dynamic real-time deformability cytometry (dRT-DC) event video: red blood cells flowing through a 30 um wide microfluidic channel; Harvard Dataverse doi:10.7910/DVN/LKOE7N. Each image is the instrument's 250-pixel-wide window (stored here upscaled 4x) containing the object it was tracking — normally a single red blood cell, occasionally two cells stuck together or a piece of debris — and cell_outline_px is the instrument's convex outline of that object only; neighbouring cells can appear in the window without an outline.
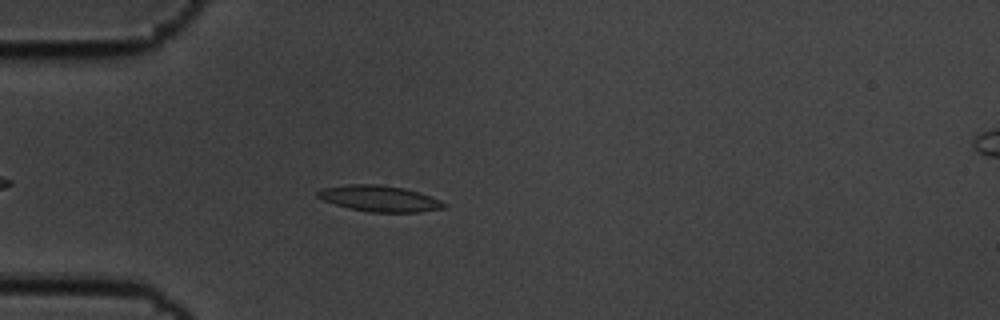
{"species": "common noctule bat (a hibernating species)", "species_latin": "Nyctalus noctula", "temperature_condition": "cold", "stored_images_in_passage": 49, "camera_frame_rate_fps": 3000, "um_per_image_px": 0.085, "animal": {"sex": "male", "body_mass_g": 19.5, "forearm_length_mm": 54.6}, "frame": {"image": 1, "passage_image": 8, "time_ms": 2.333, "image_size_px": [1000, 320], "cell_outline_px": [[448, 204], [444, 208], [420, 212], [368, 212], [336, 204], [324, 200], [316, 196], [316, 192], [324, 188], [348, 184], [380, 184], [404, 188], [440, 200]], "centroid_in_image_um": [32.27, 16.87], "position_along_channel_um": 52.7, "area_um2": 18.9}}
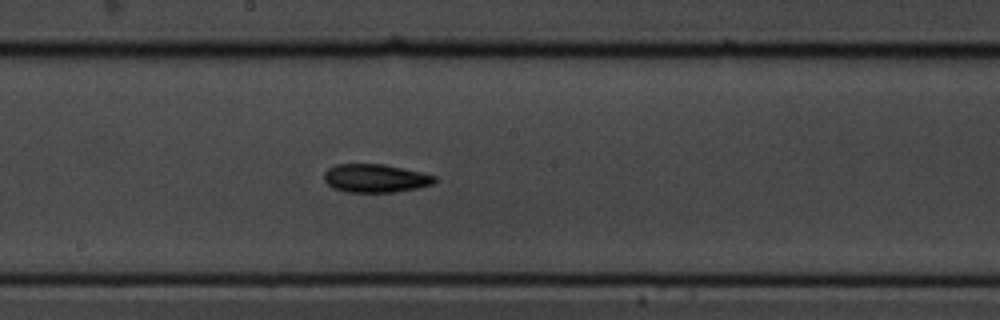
{"frame": {"image": 2, "passage_image": 23, "time_ms": 7.333, "image_size_px": [1000, 320], "cell_outline_px": [[436, 180], [432, 184], [416, 188], [396, 192], [344, 192], [332, 188], [324, 180], [324, 172], [328, 168], [336, 164], [384, 164], [420, 172], [436, 176]], "centroid_in_image_um": [31.87, 15.15], "position_along_channel_um": 216.3, "area_um2": 18.26}}
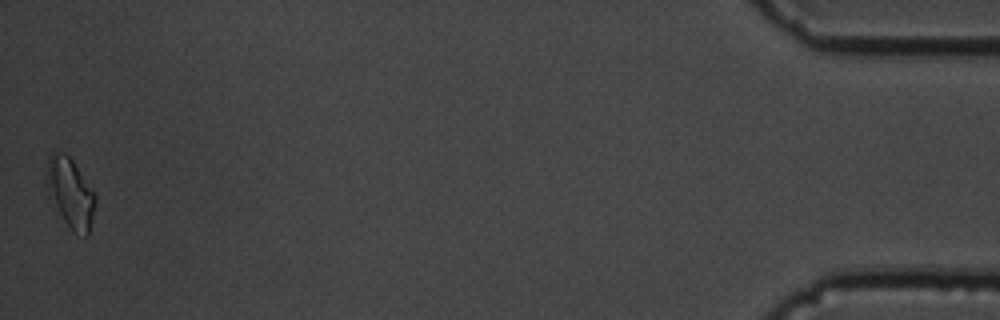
{"frame": {"image": 3, "passage_image": 49, "time_ms": 16.0, "image_size_px": [1000, 320], "cell_outline_px": [[96, 200], [88, 236], [84, 236], [72, 232], [64, 220], [56, 204], [52, 188], [48, 164], [48, 156], [52, 152], [64, 152], [72, 160], [96, 196]], "centroid_in_image_um": [6.08, 16.43], "position_along_channel_um": 429.1, "area_um2": 18.26}, "authors_computed_cell_mechanics": {"area_um2": 17.6868, "velocity_mm_per_s": 3.4773, "shape_relaxation_time_tau1_ms": 4.0971, "shape_relaxation_time_tau2_ms": 5.761, "deformation_change_tau1": 0.1161, "deformation_change_tau2": 0.1168}}